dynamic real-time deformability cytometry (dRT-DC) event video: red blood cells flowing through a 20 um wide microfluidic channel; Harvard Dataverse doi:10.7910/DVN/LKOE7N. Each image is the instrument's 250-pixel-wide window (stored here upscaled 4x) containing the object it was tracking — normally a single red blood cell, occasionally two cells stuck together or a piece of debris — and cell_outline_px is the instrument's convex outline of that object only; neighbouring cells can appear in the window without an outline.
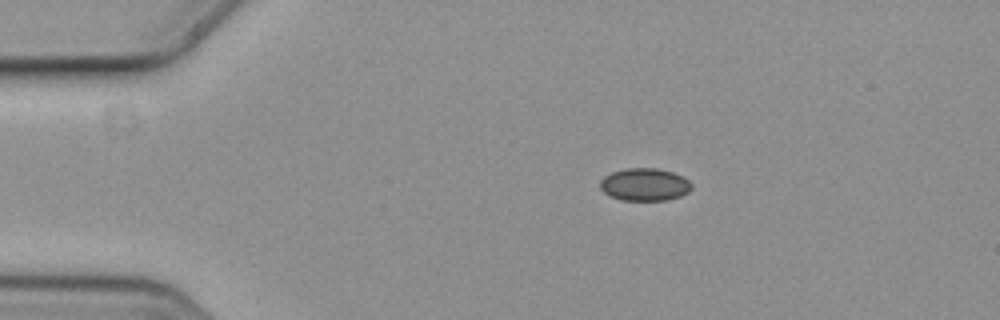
{"species": "common noctule bat (a hibernating species)", "species_latin": "Nyctalus noctula", "temperature_condition": "cold", "stored_images_in_passage": 3, "camera_frame_rate_fps": 3000, "um_per_image_px": 0.085, "animal": {"sex": "female", "body_mass_g": 19.3, "forearm_length_mm": 54.1}, "frame": {"image": 1, "passage_image": 3, "time_ms": 0.667, "image_size_px": [1000, 320], "cell_outline_px": [[692, 188], [688, 192], [680, 196], [668, 200], [620, 200], [608, 196], [600, 188], [600, 180], [604, 176], [612, 172], [628, 168], [656, 168], [672, 172], [688, 180], [692, 184]], "centroid_in_image_um": [54.77, 15.69], "position_along_channel_um": 30.2, "area_um2": 17.4}}